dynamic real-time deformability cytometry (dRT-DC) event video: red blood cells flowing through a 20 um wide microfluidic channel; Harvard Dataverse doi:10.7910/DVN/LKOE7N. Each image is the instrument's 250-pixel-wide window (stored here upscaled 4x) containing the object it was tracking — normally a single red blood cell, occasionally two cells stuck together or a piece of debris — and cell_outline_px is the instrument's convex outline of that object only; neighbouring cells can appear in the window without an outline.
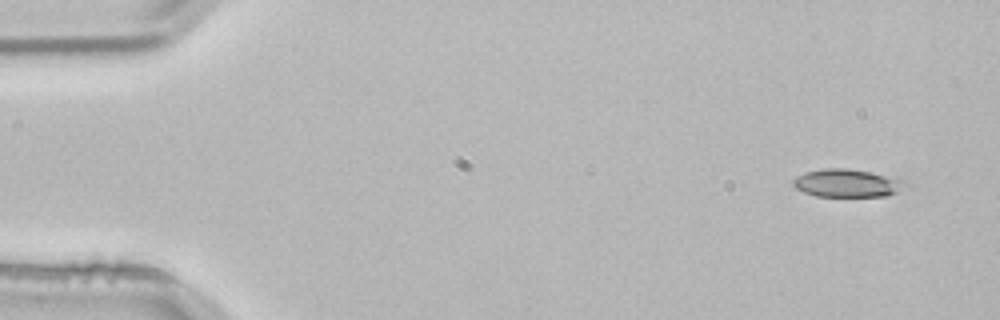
{"species": "common noctule bat (a hibernating species)", "species_latin": "Nyctalus noctula", "temperature_condition": "room temperature", "stored_images_in_passage": 4, "camera_frame_rate_fps": 3000, "um_per_image_px": 0.085, "animal": {"sex": "male", "body_mass_g": 21.5, "forearm_length_mm": 52.0}, "frame": {"image": 1, "passage_image": 1, "time_ms": 0.0, "image_size_px": [1000, 320], "cell_outline_px": [[912, 188], [888, 196], [816, 196], [804, 192], [796, 188], [792, 184], [792, 180], [796, 176], [804, 172], [824, 168], [844, 168], [872, 172], [908, 180], [912, 184]], "centroid_in_image_um": [72.15, 15.57], "position_along_channel_um": 12.8, "area_um2": 18.96}}
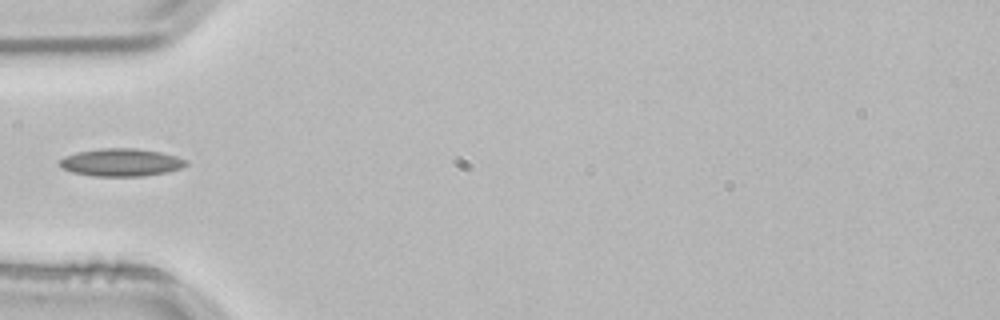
{"frame": {"image": 2, "passage_image": 4, "time_ms": 1.0, "image_size_px": [1000, 320], "cell_outline_px": [[188, 164], [180, 168], [168, 172], [144, 176], [92, 176], [72, 172], [60, 168], [60, 160], [64, 156], [76, 152], [100, 148], [136, 148], [160, 152], [176, 156], [188, 160]], "centroid_in_image_um": [10.29, 13.8], "position_along_channel_um": 74.7, "area_um2": 20.58}}